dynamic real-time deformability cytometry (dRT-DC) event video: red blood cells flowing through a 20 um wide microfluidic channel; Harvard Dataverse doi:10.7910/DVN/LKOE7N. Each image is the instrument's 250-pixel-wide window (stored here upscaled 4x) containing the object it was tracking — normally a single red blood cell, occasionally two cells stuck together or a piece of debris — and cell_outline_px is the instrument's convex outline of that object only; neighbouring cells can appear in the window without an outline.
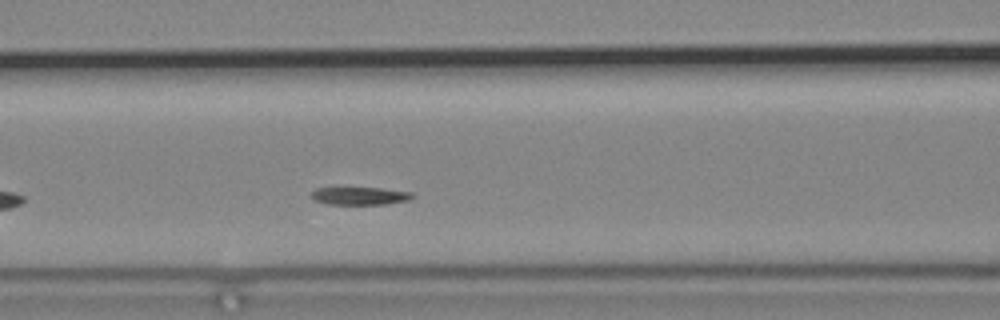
{"species": "common noctule bat (a hibernating species)", "species_latin": "Nyctalus noctula", "temperature_condition": "cold", "stored_images_in_passage": 34, "camera_frame_rate_fps": 3000, "um_per_image_px": 0.085, "animal": {"sex": "male", "body_mass_g": 19.2, "forearm_length_mm": 51.8}, "frame": {"image": 1, "passage_image": 11, "time_ms": 3.333, "image_size_px": [1000, 320], "cell_outline_px": [[412, 196], [408, 200], [384, 204], [328, 204], [312, 200], [312, 192], [316, 188], [380, 188], [412, 192]], "centroid_in_image_um": [30.55, 16.65], "position_along_channel_um": 136.0, "area_um2": 10.29}}
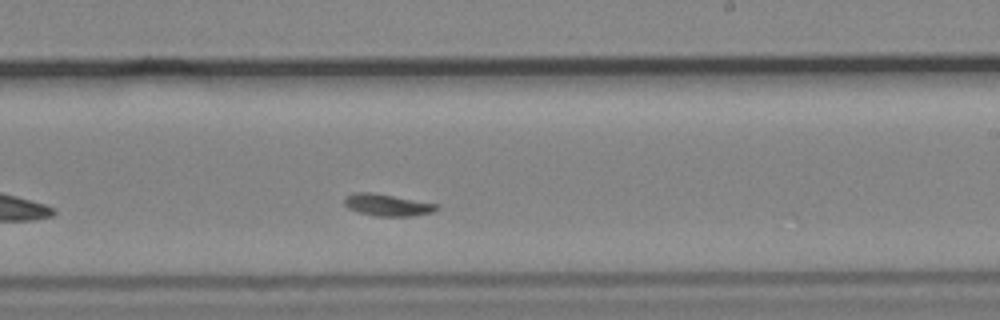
{"frame": {"image": 2, "passage_image": 21, "time_ms": 6.667, "image_size_px": [1000, 320], "cell_outline_px": [[440, 208], [432, 212], [416, 216], [376, 216], [360, 212], [348, 208], [344, 204], [344, 196], [356, 192], [372, 192], [436, 204]], "centroid_in_image_um": [32.9, 17.42], "position_along_channel_um": 256.1, "area_um2": 11.68}}
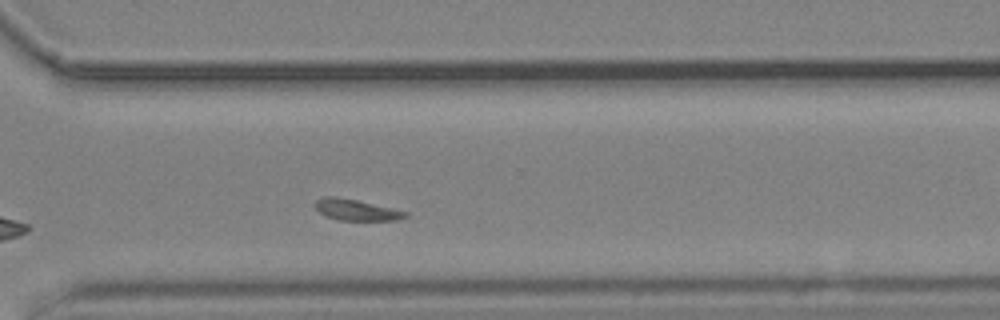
{"frame": {"image": 3, "passage_image": 28, "time_ms": 9.0, "image_size_px": [1000, 320], "cell_outline_px": [[408, 216], [400, 220], [336, 220], [324, 216], [312, 204], [316, 200], [324, 196], [336, 196], [356, 200], [408, 212]], "centroid_in_image_um": [30.23, 17.84], "position_along_channel_um": 340.4, "area_um2": 11.16}, "authors_computed_cell_mechanics": {"area_um2": 11.4733, "velocity_mm_per_s": 3.6088, "shape_relaxation_time_tau1_ms": 2.0176, "shape_relaxation_time_tau2_ms": null, "deformation_change_tau1": 0.1221, "deformation_change_tau2": null}}